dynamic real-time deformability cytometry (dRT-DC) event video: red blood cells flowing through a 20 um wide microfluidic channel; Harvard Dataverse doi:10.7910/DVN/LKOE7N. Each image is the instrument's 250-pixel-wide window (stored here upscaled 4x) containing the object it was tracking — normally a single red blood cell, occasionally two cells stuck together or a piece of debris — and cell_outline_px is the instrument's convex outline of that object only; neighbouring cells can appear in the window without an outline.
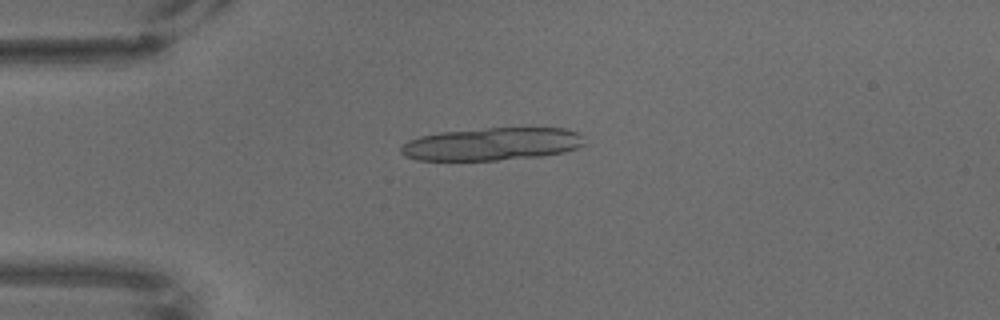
{"species": "common noctule bat (a hibernating species)", "species_latin": "Nyctalus noctula", "temperature_condition": "warm", "stored_images_in_passage": 23, "camera_frame_rate_fps": 3000, "um_per_image_px": 0.085, "animal": {"sex": "male", "body_mass_g": 18.8}, "frame": {"image": 1, "passage_image": 17, "time_ms": 5.333, "image_size_px": [1000, 320], "cell_outline_px": [[584, 144], [576, 148], [564, 152], [540, 156], [496, 160], [416, 160], [404, 156], [400, 152], [400, 148], [408, 140], [420, 136], [440, 132], [484, 128], [568, 128], [580, 132], [584, 136]], "centroid_in_image_um": [41.83, 12.23], "position_along_channel_um": 43.2, "area_um2": 35.2}}